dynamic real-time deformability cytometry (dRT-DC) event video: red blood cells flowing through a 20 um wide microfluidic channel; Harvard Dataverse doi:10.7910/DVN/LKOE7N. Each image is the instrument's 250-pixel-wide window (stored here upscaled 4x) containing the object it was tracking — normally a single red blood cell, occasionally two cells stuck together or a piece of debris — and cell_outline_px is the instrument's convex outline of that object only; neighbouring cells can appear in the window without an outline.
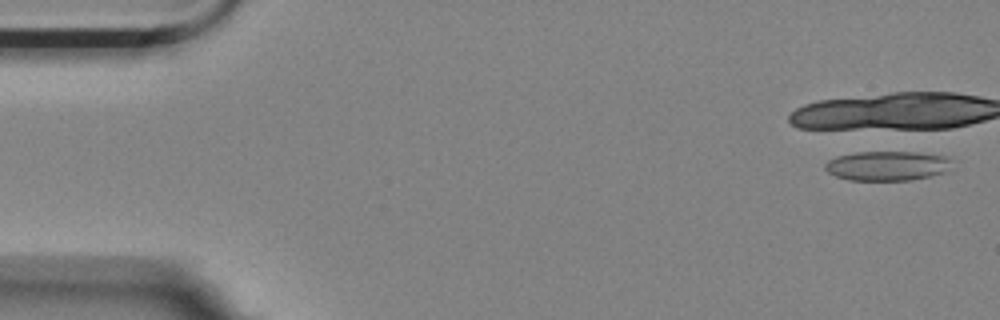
{"species": "Egyptian fruit bat (a non-hibernating species)", "species_latin": "Rousettus aegyptiacus", "temperature_condition": "room temperature", "stored_images_in_passage": 6, "camera_frame_rate_fps": 3000, "um_per_image_px": 0.085, "animal": {"sex": "female"}, "frame": {"image": 1, "passage_image": 1, "time_ms": 0.0, "image_size_px": [1000, 320], "cell_outline_px": [[952, 160], [944, 172], [912, 180], [848, 180], [836, 176], [828, 172], [824, 168], [824, 164], [828, 160], [836, 156], [856, 152], [916, 152], [944, 156]], "centroid_in_image_um": [75.35, 14.09], "position_along_channel_um": 9.7, "area_um2": 21.68}}